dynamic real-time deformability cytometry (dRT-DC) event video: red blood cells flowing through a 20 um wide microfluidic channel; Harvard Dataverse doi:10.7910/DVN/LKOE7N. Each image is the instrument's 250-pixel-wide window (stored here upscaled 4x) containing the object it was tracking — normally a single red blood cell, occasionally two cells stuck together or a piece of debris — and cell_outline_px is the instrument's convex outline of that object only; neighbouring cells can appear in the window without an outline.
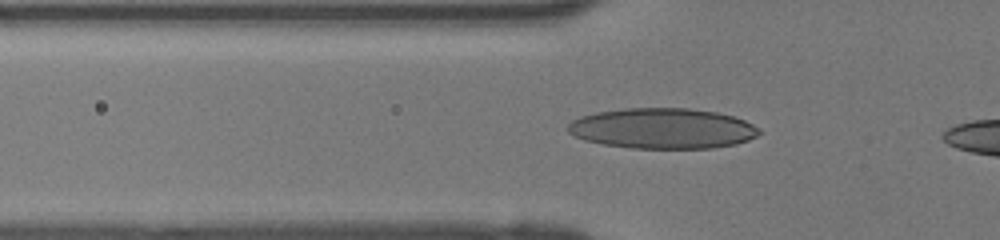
{"species": "human", "species_latin": "Homo sapiens", "temperature_condition": "room temperature", "stored_images_in_passage": 31, "camera_frame_rate_fps": 3000, "um_per_image_px": 0.085, "donor": {"sex": "female"}, "frame": {"image": 1, "passage_image": 5, "time_ms": 1.333, "image_size_px": [1000, 240], "cell_outline_px": [[760, 132], [756, 136], [748, 140], [736, 144], [712, 148], [632, 148], [604, 144], [584, 140], [568, 132], [568, 124], [572, 120], [580, 116], [596, 112], [624, 108], [688, 108], [716, 112], [736, 116], [760, 128]], "centroid_in_image_um": [56.33, 10.91], "position_along_channel_um": 69.5, "area_um2": 45.2}}
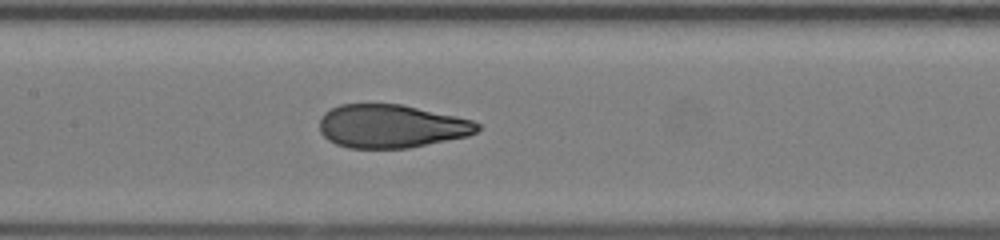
{"frame": {"image": 2, "passage_image": 12, "time_ms": 3.667, "image_size_px": [1000, 240], "cell_outline_px": [[480, 128], [476, 132], [468, 136], [408, 148], [348, 148], [336, 144], [328, 140], [320, 132], [320, 116], [324, 112], [340, 104], [400, 104], [456, 116], [472, 120], [480, 124]], "centroid_in_image_um": [33.24, 10.73], "position_along_channel_um": 174.2, "area_um2": 39.88}}
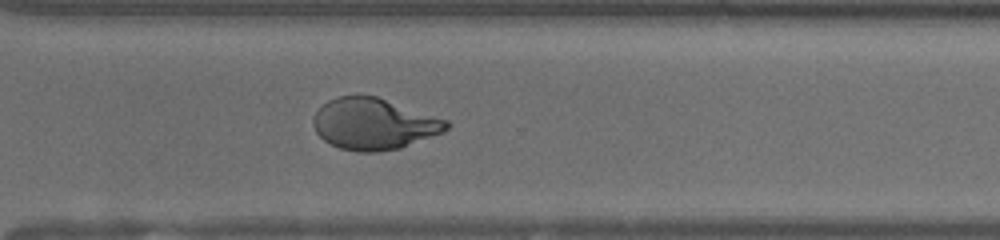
{"frame": {"image": 3, "passage_image": 23, "time_ms": 7.333, "image_size_px": [1000, 240], "cell_outline_px": [[452, 124], [444, 132], [400, 148], [376, 152], [360, 152], [340, 148], [324, 140], [316, 132], [312, 124], [312, 120], [316, 112], [328, 100], [336, 96], [376, 96], [448, 120]], "centroid_in_image_um": [31.79, 10.54], "position_along_channel_um": 338.8, "area_um2": 39.71}}